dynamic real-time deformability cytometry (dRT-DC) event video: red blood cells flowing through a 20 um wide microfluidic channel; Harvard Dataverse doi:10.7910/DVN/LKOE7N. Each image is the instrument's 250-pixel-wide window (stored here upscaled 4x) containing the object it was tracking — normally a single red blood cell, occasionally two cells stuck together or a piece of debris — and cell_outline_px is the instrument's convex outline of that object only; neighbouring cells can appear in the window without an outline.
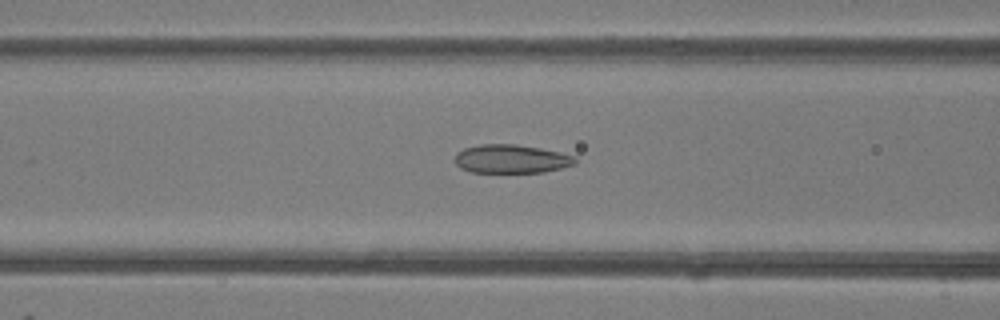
{"species": "common noctule bat (a hibernating species)", "species_latin": "Nyctalus noctula", "temperature_condition": "room temperature", "stored_images_in_passage": 48, "camera_frame_rate_fps": 3000, "um_per_image_px": 0.085, "animal": {"sex": "female"}, "frame": {"image": 1, "passage_image": 19, "time_ms": 6.0, "image_size_px": [1000, 320], "cell_outline_px": [[576, 164], [544, 172], [472, 172], [460, 168], [452, 160], [456, 152], [464, 148], [480, 144], [516, 144], [540, 148], [560, 152], [576, 156]], "centroid_in_image_um": [43.43, 13.5], "position_along_channel_um": 123.2, "area_um2": 20.23}}
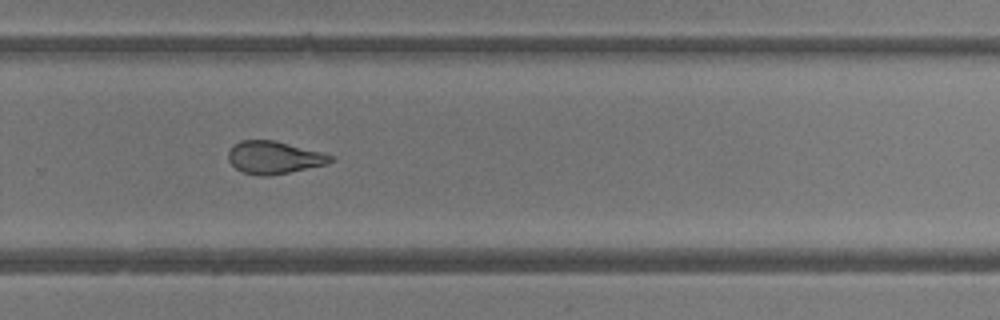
{"frame": {"image": 2, "passage_image": 32, "time_ms": 10.333, "image_size_px": [1000, 320], "cell_outline_px": [[336, 160], [328, 164], [268, 176], [256, 176], [244, 172], [236, 168], [228, 160], [228, 152], [232, 144], [240, 140], [272, 140], [336, 156]], "centroid_in_image_um": [23.29, 13.39], "position_along_channel_um": 306.5, "area_um2": 19.42}}
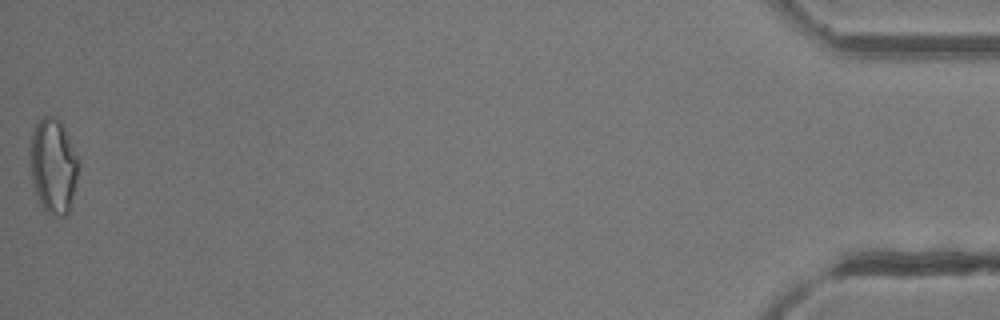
{"frame": {"image": 3, "passage_image": 48, "time_ms": 15.667, "image_size_px": [1000, 320], "cell_outline_px": [[80, 164], [72, 208], [64, 216], [52, 216], [40, 204], [32, 180], [32, 136], [36, 124], [44, 116], [56, 116], [60, 120], [64, 128]], "centroid_in_image_um": [4.59, 14.16], "position_along_channel_um": 430.6, "area_um2": 26.41}, "authors_computed_cell_mechanics": {"area_um2": 21.9929, "velocity_mm_per_s": 4.2406, "shape_relaxation_time_tau1_ms": null, "shape_relaxation_time_tau2_ms": 2.1586, "deformation_change_tau1": null, "deformation_change_tau2": 0.0866}}